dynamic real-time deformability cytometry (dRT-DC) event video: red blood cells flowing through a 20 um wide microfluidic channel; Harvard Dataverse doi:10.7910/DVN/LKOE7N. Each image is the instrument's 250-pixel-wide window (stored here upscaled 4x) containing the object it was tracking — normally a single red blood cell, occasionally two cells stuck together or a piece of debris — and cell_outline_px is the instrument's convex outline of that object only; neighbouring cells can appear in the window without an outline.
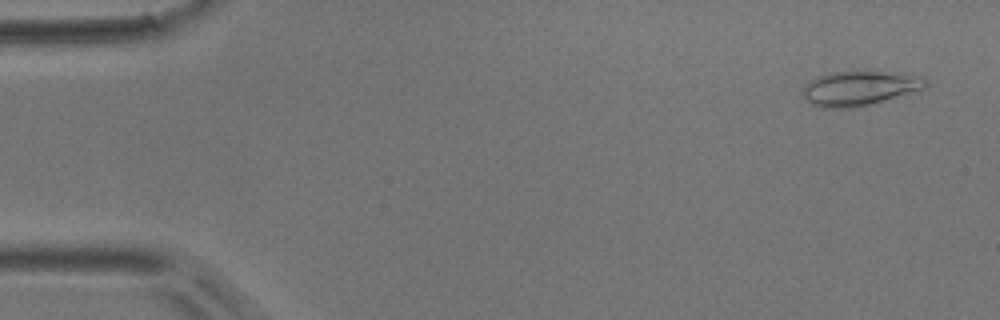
{"species": "common noctule bat (a hibernating species)", "species_latin": "Nyctalus noctula", "temperature_condition": "room temperature", "stored_images_in_passage": 12, "camera_frame_rate_fps": 3000, "um_per_image_px": 0.085, "animal": {"sex": "male", "body_mass_g": 17.9}, "frame": {"image": 1, "passage_image": 3, "time_ms": 0.667, "image_size_px": [1000, 320], "cell_outline_px": [[928, 84], [924, 88], [872, 104], [856, 108], [820, 108], [812, 104], [804, 96], [800, 88], [804, 84], [816, 76], [832, 72], [868, 68], [924, 76], [928, 80]], "centroid_in_image_um": [73.06, 7.45], "position_along_channel_um": 11.9, "area_um2": 25.89}}